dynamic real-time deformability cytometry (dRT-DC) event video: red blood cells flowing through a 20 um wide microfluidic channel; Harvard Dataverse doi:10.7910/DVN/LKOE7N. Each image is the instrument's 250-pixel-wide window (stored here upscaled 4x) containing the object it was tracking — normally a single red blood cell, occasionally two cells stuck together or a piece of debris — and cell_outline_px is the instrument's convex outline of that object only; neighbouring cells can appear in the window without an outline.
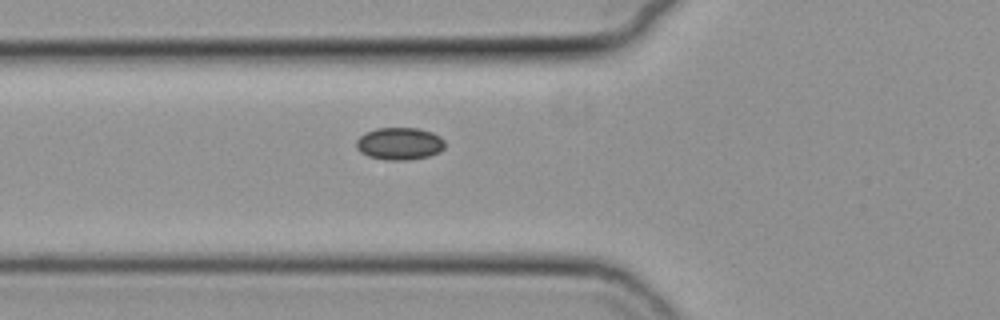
{"species": "common noctule bat (a hibernating species)", "species_latin": "Nyctalus noctula", "temperature_condition": "cold", "stored_images_in_passage": 32, "camera_frame_rate_fps": 3000, "um_per_image_px": 0.085, "animal": {"sex": "female", "body_mass_g": 19.3, "forearm_length_mm": 54.1}, "frame": {"image": 1, "passage_image": 2, "time_ms": 0.333, "image_size_px": [1000, 320], "cell_outline_px": [[444, 148], [440, 152], [428, 156], [408, 160], [392, 160], [368, 156], [360, 152], [356, 148], [356, 140], [364, 132], [376, 128], [416, 128], [432, 132], [440, 136], [444, 140]], "centroid_in_image_um": [33.95, 12.2], "position_along_channel_um": 91.9, "area_um2": 16.76}}
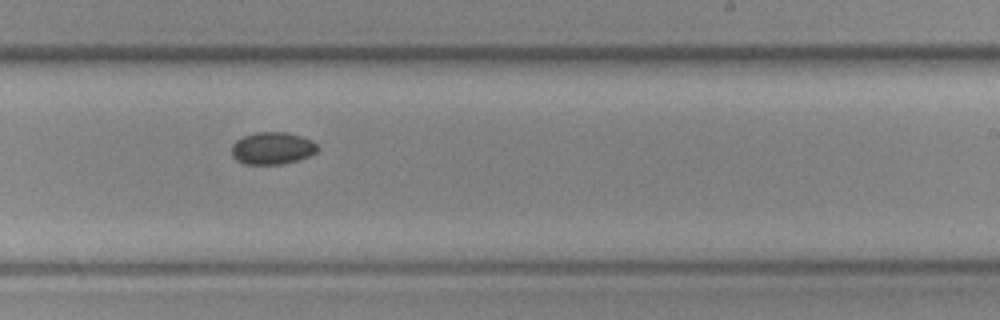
{"frame": {"image": 2, "passage_image": 16, "time_ms": 5.0, "image_size_px": [1000, 320], "cell_outline_px": [[316, 152], [308, 156], [296, 160], [280, 164], [244, 164], [236, 160], [232, 156], [232, 144], [236, 140], [244, 136], [256, 132], [288, 132], [312, 140], [316, 144]], "centroid_in_image_um": [23.11, 12.59], "position_along_channel_um": 265.9, "area_um2": 16.01}}
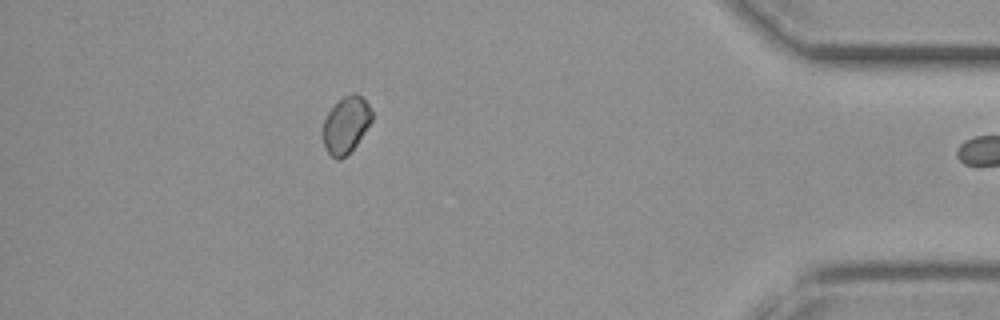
{"frame": {"image": 3, "passage_image": 31, "time_ms": 10.0, "image_size_px": [1000, 320], "cell_outline_px": [[372, 120], [356, 144], [340, 160], [336, 160], [328, 152], [324, 144], [320, 132], [324, 120], [328, 112], [344, 96], [352, 92], [360, 96], [368, 104], [372, 112]], "centroid_in_image_um": [29.37, 10.62], "position_along_channel_um": 405.8, "area_um2": 15.95}}